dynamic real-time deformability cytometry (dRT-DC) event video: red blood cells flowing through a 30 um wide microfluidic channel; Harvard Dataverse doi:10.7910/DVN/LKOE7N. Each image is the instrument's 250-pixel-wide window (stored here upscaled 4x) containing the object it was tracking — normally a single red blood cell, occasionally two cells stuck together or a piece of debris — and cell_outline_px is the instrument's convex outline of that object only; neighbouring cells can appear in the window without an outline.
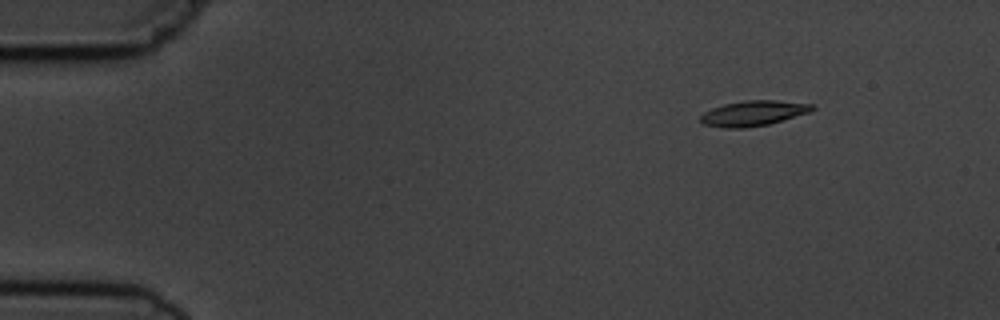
{"species": "common noctule bat (a hibernating species)", "species_latin": "Nyctalus noctula", "temperature_condition": "cold", "stored_images_in_passage": 6, "camera_frame_rate_fps": 3000, "um_per_image_px": 0.085, "animal": {"sex": "male", "body_mass_g": 19.5, "forearm_length_mm": 54.6}, "frame": {"image": 1, "passage_image": 2, "time_ms": 1.333, "image_size_px": [1000, 320], "cell_outline_px": [[816, 108], [808, 112], [768, 124], [744, 128], [724, 128], [704, 124], [700, 120], [700, 116], [704, 112], [712, 108], [724, 104], [744, 100], [776, 100], [812, 104]], "centroid_in_image_um": [64.0, 9.62], "position_along_channel_um": 21.0, "area_um2": 16.24}}
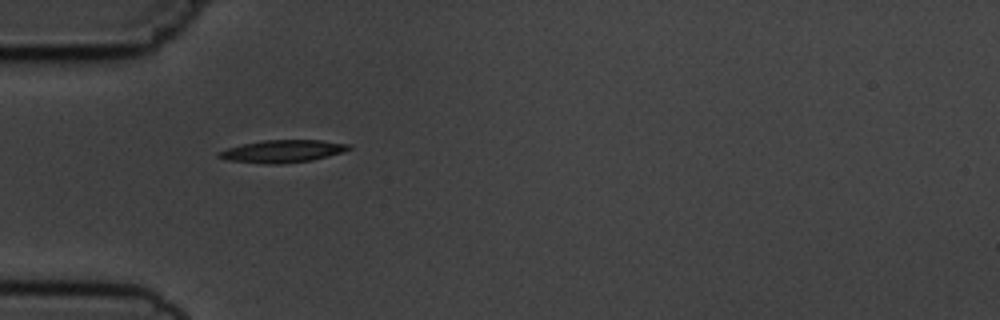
{"frame": {"image": 2, "passage_image": 5, "time_ms": 4.667, "image_size_px": [1000, 320], "cell_outline_px": [[352, 148], [328, 156], [312, 160], [280, 164], [268, 164], [228, 160], [216, 156], [216, 152], [228, 148], [244, 144], [264, 140], [320, 140], [352, 144]], "centroid_in_image_um": [24.02, 12.85], "position_along_channel_um": 61.0, "area_um2": 16.94}}
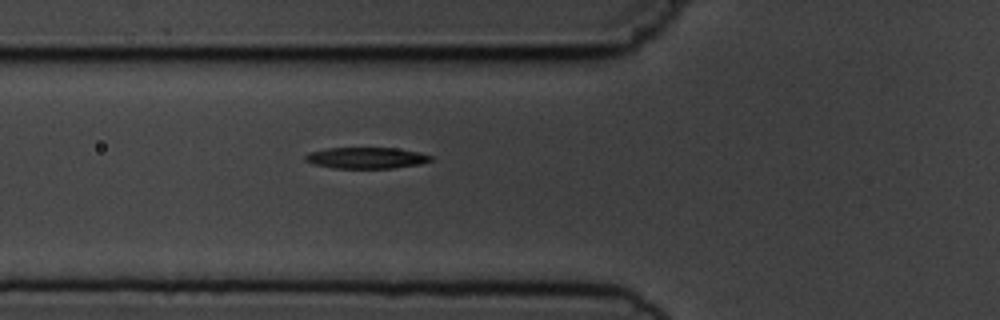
{"frame": {"image": 3, "passage_image": 6, "time_ms": 5.667, "image_size_px": [1000, 320], "cell_outline_px": [[432, 160], [420, 164], [392, 168], [332, 168], [312, 164], [304, 160], [304, 156], [308, 152], [328, 148], [396, 148], [420, 152], [432, 156]], "centroid_in_image_um": [31.1, 13.42], "position_along_channel_um": 94.7, "area_um2": 15.61}}